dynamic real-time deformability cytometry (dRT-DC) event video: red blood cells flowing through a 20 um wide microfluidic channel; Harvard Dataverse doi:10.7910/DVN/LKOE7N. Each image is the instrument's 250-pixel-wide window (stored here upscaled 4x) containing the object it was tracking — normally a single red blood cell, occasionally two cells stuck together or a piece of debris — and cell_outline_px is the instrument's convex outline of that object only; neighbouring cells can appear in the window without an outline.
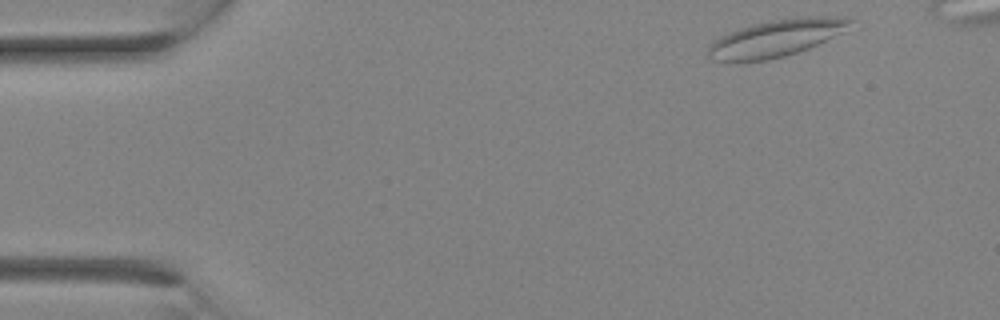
{"species": "Egyptian fruit bat (a non-hibernating species)", "species_latin": "Rousettus aegyptiacus", "temperature_condition": "room temperature", "stored_images_in_passage": 10, "camera_frame_rate_fps": 3000, "um_per_image_px": 0.085, "animal": {"sex": "female"}, "frame": {"image": 1, "passage_image": 1, "time_ms": 0.0, "image_size_px": [1000, 320], "cell_outline_px": [[852, 20], [844, 32], [808, 48], [784, 56], [768, 60], [736, 64], [728, 64], [712, 60], [708, 56], [708, 48], [712, 40], [720, 36], [740, 28], [772, 20], [804, 16], [852, 16]], "centroid_in_image_um": [65.91, 3.28], "position_along_channel_um": 19.1, "area_um2": 31.15}}
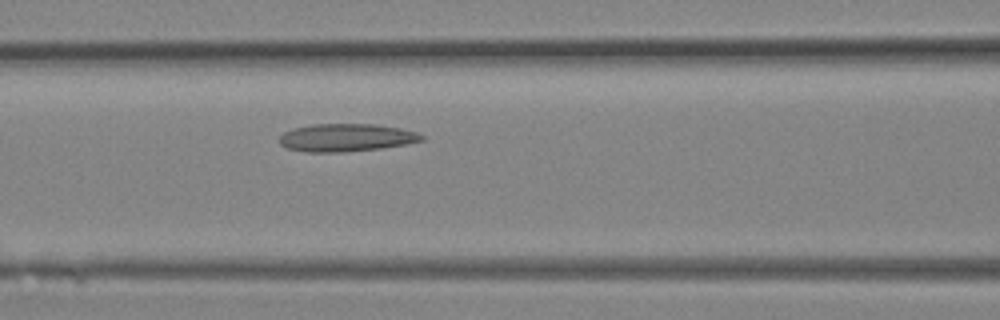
{"frame": {"image": 2, "passage_image": 10, "time_ms": 3.0, "image_size_px": [1000, 320], "cell_outline_px": [[424, 140], [404, 144], [380, 148], [344, 152], [308, 152], [288, 148], [280, 144], [280, 136], [284, 132], [292, 128], [312, 124], [372, 124], [400, 128], [416, 132], [424, 136]], "centroid_in_image_um": [29.41, 11.69], "position_along_channel_um": 137.2, "area_um2": 22.89}}